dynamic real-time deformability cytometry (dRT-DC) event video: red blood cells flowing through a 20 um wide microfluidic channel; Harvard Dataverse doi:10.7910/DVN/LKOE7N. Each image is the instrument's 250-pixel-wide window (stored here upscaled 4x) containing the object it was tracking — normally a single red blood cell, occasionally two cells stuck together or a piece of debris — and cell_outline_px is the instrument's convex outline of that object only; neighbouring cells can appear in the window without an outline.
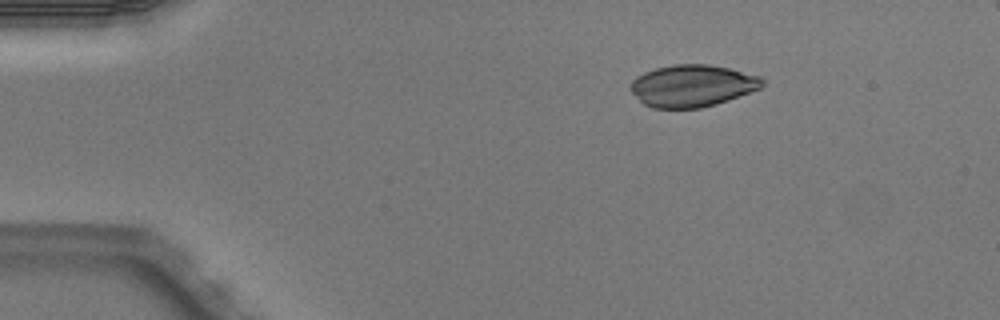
{"species": "Egyptian fruit bat (a non-hibernating species)", "species_latin": "Rousettus aegyptiacus", "temperature_condition": "warm", "stored_images_in_passage": 5, "camera_frame_rate_fps": 3000, "um_per_image_px": 0.085, "animal": {"sex": "male"}, "frame": {"image": 1, "passage_image": 2, "time_ms": 0.333, "image_size_px": [1000, 320], "cell_outline_px": [[764, 84], [760, 88], [728, 100], [716, 104], [700, 108], [652, 108], [644, 104], [632, 92], [632, 80], [636, 76], [644, 72], [656, 68], [676, 64], [708, 64], [728, 68], [760, 76], [764, 80]], "centroid_in_image_um": [58.85, 7.29], "position_along_channel_um": 26.2, "area_um2": 32.02}}